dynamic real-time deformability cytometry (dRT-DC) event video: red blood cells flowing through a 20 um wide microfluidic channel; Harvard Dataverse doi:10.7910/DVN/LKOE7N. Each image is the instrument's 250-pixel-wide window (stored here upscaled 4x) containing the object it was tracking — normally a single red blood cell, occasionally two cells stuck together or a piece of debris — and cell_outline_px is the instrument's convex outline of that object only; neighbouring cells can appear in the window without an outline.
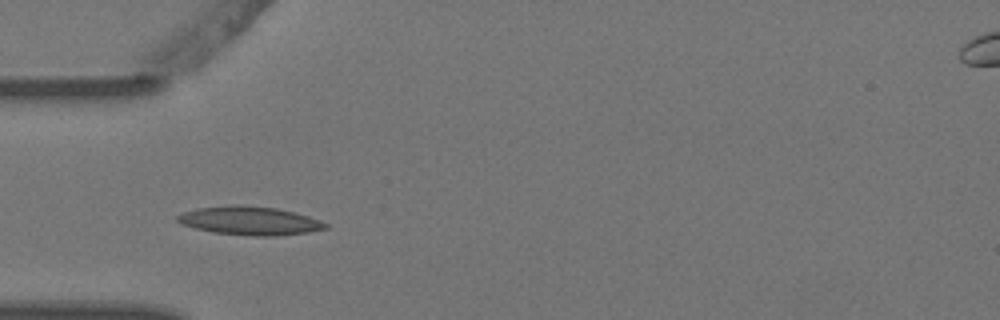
{"species": "Egyptian fruit bat (a non-hibernating species)", "species_latin": "Rousettus aegyptiacus", "temperature_condition": "warm", "stored_images_in_passage": 5, "camera_frame_rate_fps": 3000, "um_per_image_px": 0.085, "animal": {"sex": "female"}, "frame": {"image": 1, "passage_image": 4, "time_ms": 1.0, "image_size_px": [1000, 320], "cell_outline_px": [[328, 228], [308, 232], [276, 236], [252, 236], [212, 232], [180, 224], [176, 220], [176, 216], [184, 212], [200, 208], [276, 208], [296, 212], [320, 220], [328, 224]], "centroid_in_image_um": [21.29, 18.82], "position_along_channel_um": 63.7, "area_um2": 23.52}}
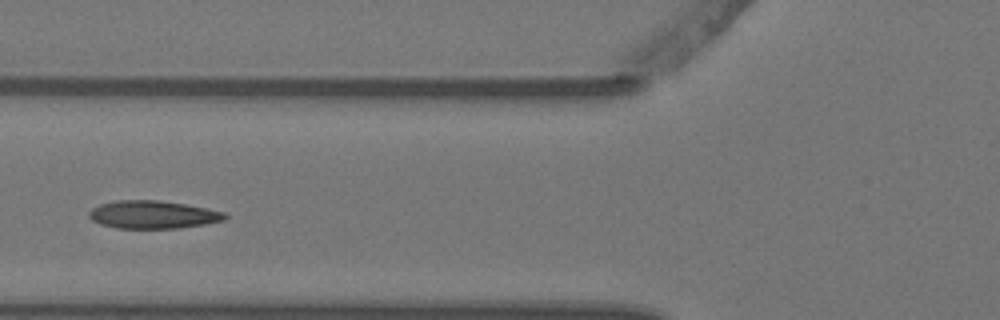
{"frame": {"image": 2, "passage_image": 5, "time_ms": 1.333, "image_size_px": [1000, 320], "cell_outline_px": [[228, 216], [224, 220], [204, 224], [180, 228], [116, 228], [100, 224], [92, 220], [88, 216], [88, 212], [92, 208], [100, 204], [116, 200], [160, 200], [208, 208], [228, 212]], "centroid_in_image_um": [13.01, 18.24], "position_along_channel_um": 112.8, "area_um2": 22.25}}